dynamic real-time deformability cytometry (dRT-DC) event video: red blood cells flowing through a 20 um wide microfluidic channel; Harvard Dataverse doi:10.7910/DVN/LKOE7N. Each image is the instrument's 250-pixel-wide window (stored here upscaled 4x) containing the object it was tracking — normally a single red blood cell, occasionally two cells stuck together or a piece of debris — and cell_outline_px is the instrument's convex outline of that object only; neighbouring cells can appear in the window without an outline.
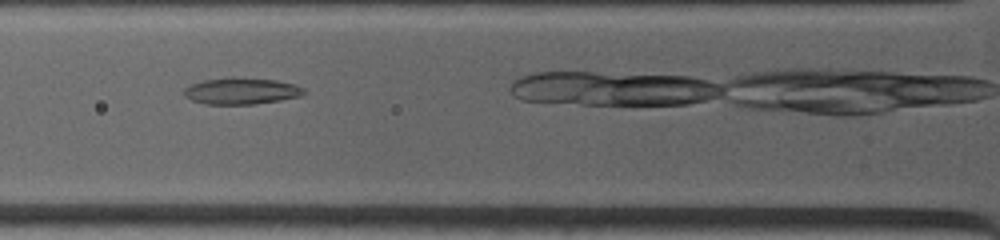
{"species": "common noctule bat (a hibernating species)", "species_latin": "Nyctalus noctula", "temperature_condition": "warm", "stored_images_in_passage": 40, "camera_frame_rate_fps": 4500, "um_per_image_px": 0.085, "animal": {"sex": "female", "body_mass_g": 19.0, "forearm_length_mm": 53.3}, "frame": {"image": 1, "passage_image": 7, "time_ms": 1.111, "image_size_px": [1000, 240], "cell_outline_px": [[308, 92], [300, 96], [280, 100], [252, 104], [204, 104], [192, 100], [184, 96], [184, 88], [192, 84], [204, 80], [276, 80], [296, 84], [304, 88]], "centroid_in_image_um": [20.56, 7.78], "position_along_channel_um": 105.2, "area_um2": 17.69}}
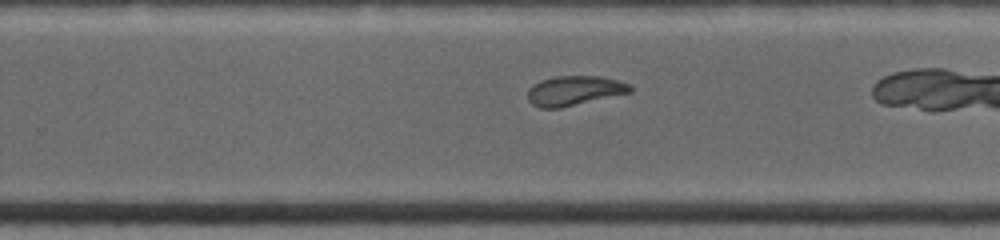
{"frame": {"image": 2, "passage_image": 23, "time_ms": 5.556, "image_size_px": [1000, 240], "cell_outline_px": [[632, 92], [560, 108], [540, 108], [532, 104], [528, 100], [528, 88], [532, 84], [540, 80], [556, 76], [600, 76], [616, 80], [628, 84], [632, 88]], "centroid_in_image_um": [48.78, 7.7], "position_along_channel_um": 281.0, "area_um2": 17.69}}
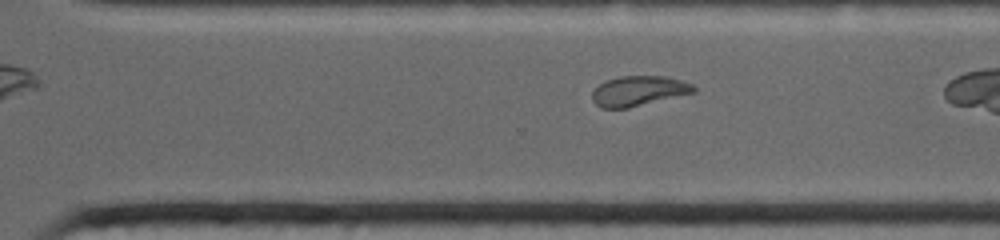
{"frame": {"image": 3, "passage_image": 28, "time_ms": 6.444, "image_size_px": [1000, 240], "cell_outline_px": [[696, 92], [628, 108], [600, 108], [592, 100], [592, 92], [600, 84], [608, 80], [620, 76], [664, 76], [680, 80], [692, 84], [696, 88]], "centroid_in_image_um": [54.28, 7.73], "position_along_channel_um": 316.3, "area_um2": 17.63}}